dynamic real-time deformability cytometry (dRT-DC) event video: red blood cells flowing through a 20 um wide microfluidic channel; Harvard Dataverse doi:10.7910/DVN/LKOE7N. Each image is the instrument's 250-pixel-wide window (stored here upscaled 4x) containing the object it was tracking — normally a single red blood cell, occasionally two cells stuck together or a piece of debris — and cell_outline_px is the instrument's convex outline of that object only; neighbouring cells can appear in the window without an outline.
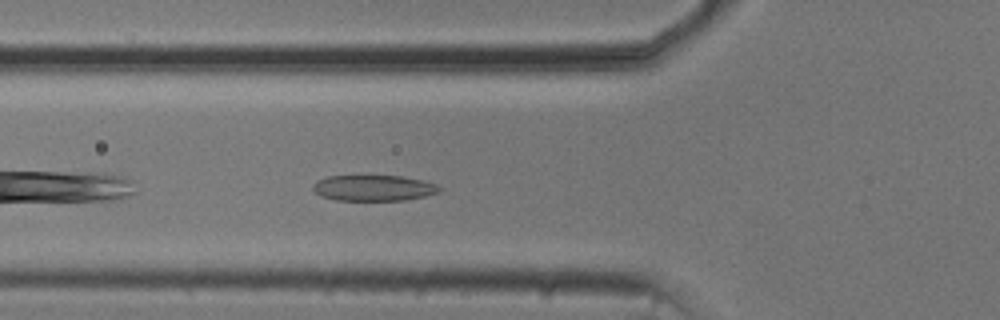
{"species": "common noctule bat (a hibernating species)", "species_latin": "Nyctalus noctula", "temperature_condition": "cold", "stored_images_in_passage": 29, "camera_frame_rate_fps": 3000, "um_per_image_px": 0.085, "animal": {"sex": "male", "body_mass_g": 20.5, "forearm_length_mm": 52.5}, "frame": {"image": 1, "passage_image": 4, "time_ms": 1.0, "image_size_px": [1000, 320], "cell_outline_px": [[444, 188], [440, 192], [424, 196], [404, 200], [336, 200], [320, 196], [312, 188], [312, 184], [316, 180], [328, 176], [400, 176], [424, 180], [436, 184]], "centroid_in_image_um": [31.76, 15.97], "position_along_channel_um": 94.0, "area_um2": 19.13}}
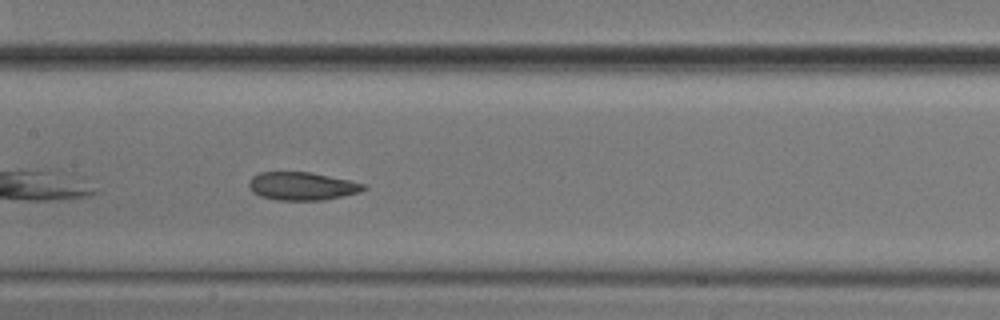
{"frame": {"image": 2, "passage_image": 11, "time_ms": 3.333, "image_size_px": [1000, 320], "cell_outline_px": [[368, 188], [360, 192], [324, 200], [276, 200], [260, 196], [252, 192], [248, 184], [248, 180], [252, 176], [260, 172], [308, 172], [368, 184]], "centroid_in_image_um": [25.67, 15.82], "position_along_channel_um": 181.7, "area_um2": 18.84}}
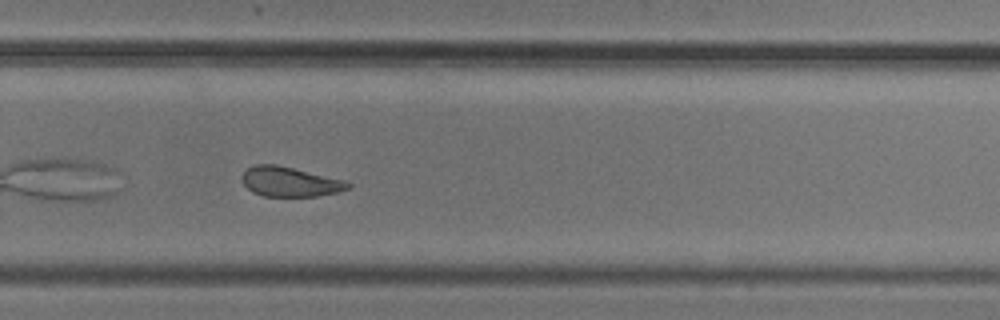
{"frame": {"image": 3, "passage_image": 21, "time_ms": 6.667, "image_size_px": [1000, 320], "cell_outline_px": [[352, 188], [336, 192], [316, 196], [264, 196], [252, 192], [244, 184], [240, 176], [252, 164], [276, 164], [344, 180], [352, 184]], "centroid_in_image_um": [24.62, 15.44], "position_along_channel_um": 305.2, "area_um2": 18.32}, "authors_computed_cell_mechanics": {"area_um2": 19.074, "velocity_mm_per_s": 3.7232, "shape_relaxation_time_tau1_ms": 2.8124, "shape_relaxation_time_tau2_ms": 2.2606, "deformation_change_tau1": 0.1099, "deformation_change_tau2": 0.0942}}